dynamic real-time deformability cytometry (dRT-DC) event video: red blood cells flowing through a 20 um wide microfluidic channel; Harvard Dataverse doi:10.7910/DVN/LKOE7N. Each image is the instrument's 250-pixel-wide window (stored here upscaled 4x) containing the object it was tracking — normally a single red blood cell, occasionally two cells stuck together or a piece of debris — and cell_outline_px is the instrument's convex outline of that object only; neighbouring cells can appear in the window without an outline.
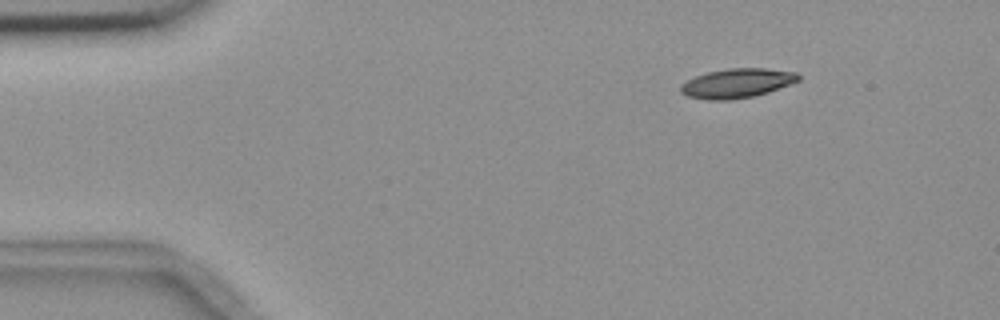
{"species": "common noctule bat (a hibernating species)", "species_latin": "Nyctalus noctula", "temperature_condition": "room temperature", "stored_images_in_passage": 7, "camera_frame_rate_fps": 3000, "um_per_image_px": 0.085, "animal": {"sex": "female", "body_mass_g": 18.4}, "frame": {"image": 1, "passage_image": 1, "time_ms": 0.0, "image_size_px": [1000, 320], "cell_outline_px": [[800, 80], [768, 92], [752, 96], [728, 100], [708, 100], [688, 96], [680, 92], [680, 84], [696, 76], [708, 72], [728, 68], [764, 68], [796, 72], [800, 76]], "centroid_in_image_um": [62.63, 7.07], "position_along_channel_um": 22.4, "area_um2": 20.0}}
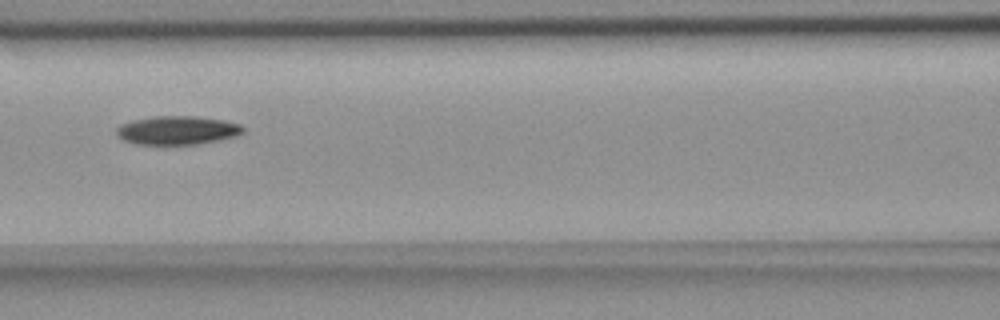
{"frame": {"image": 2, "passage_image": 6, "time_ms": 5.667, "image_size_px": [1000, 320], "cell_outline_px": [[244, 132], [236, 136], [196, 144], [136, 144], [124, 140], [116, 136], [116, 128], [120, 124], [132, 120], [152, 116], [192, 116], [224, 120], [240, 124], [244, 128]], "centroid_in_image_um": [15.03, 11.06], "position_along_channel_um": 151.6, "area_um2": 21.1}}
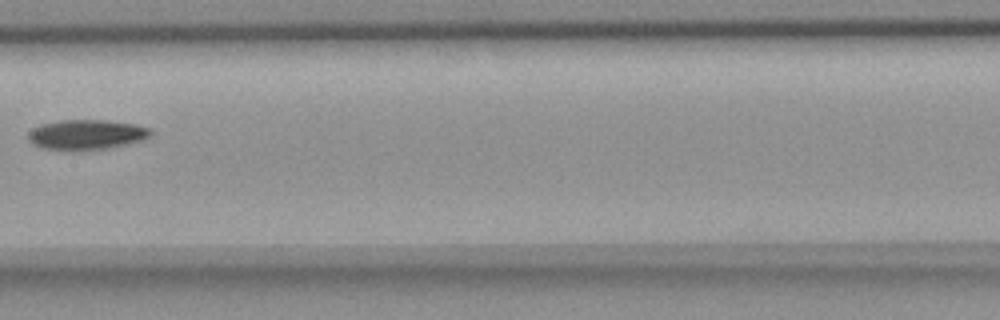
{"frame": {"image": 3, "passage_image": 7, "time_ms": 7.0, "image_size_px": [1000, 320], "cell_outline_px": [[152, 132], [148, 136], [140, 140], [108, 148], [72, 152], [44, 148], [32, 144], [28, 140], [28, 132], [32, 128], [40, 124], [60, 120], [108, 120], [136, 124], [148, 128]], "centroid_in_image_um": [7.27, 11.45], "position_along_channel_um": 200.1, "area_um2": 21.62}}